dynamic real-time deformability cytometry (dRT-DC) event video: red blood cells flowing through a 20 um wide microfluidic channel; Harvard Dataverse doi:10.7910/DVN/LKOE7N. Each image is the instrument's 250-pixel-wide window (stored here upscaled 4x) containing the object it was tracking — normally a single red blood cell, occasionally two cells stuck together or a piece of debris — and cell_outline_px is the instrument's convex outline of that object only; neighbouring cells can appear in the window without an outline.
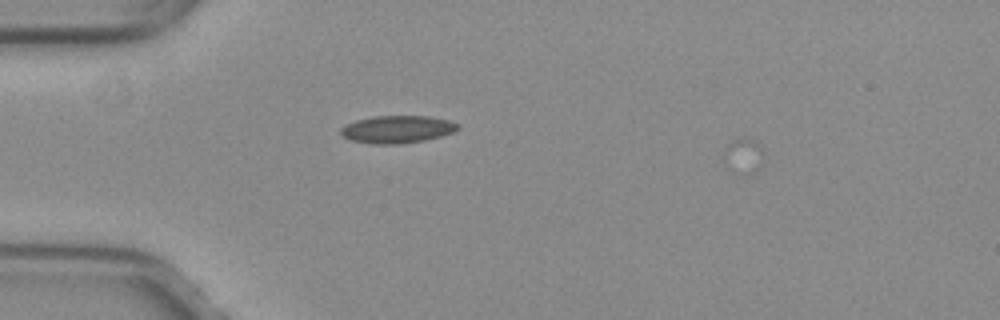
{"species": "common noctule bat (a hibernating species)", "species_latin": "Nyctalus noctula", "temperature_condition": "warm", "stored_images_in_passage": 12, "camera_frame_rate_fps": 3000, "um_per_image_px": 0.085, "animal": {"sex": "female", "body_mass_g": 29.2, "forearm_length_mm": 56.3}, "frame": {"image": 1, "passage_image": 10, "time_ms": 3.0, "image_size_px": [1000, 320], "cell_outline_px": [[460, 128], [452, 132], [440, 136], [424, 140], [400, 144], [372, 144], [352, 140], [344, 136], [340, 132], [340, 128], [356, 120], [372, 116], [428, 116], [448, 120], [460, 124]], "centroid_in_image_um": [33.78, 10.99], "position_along_channel_um": 51.2, "area_um2": 18.67}}